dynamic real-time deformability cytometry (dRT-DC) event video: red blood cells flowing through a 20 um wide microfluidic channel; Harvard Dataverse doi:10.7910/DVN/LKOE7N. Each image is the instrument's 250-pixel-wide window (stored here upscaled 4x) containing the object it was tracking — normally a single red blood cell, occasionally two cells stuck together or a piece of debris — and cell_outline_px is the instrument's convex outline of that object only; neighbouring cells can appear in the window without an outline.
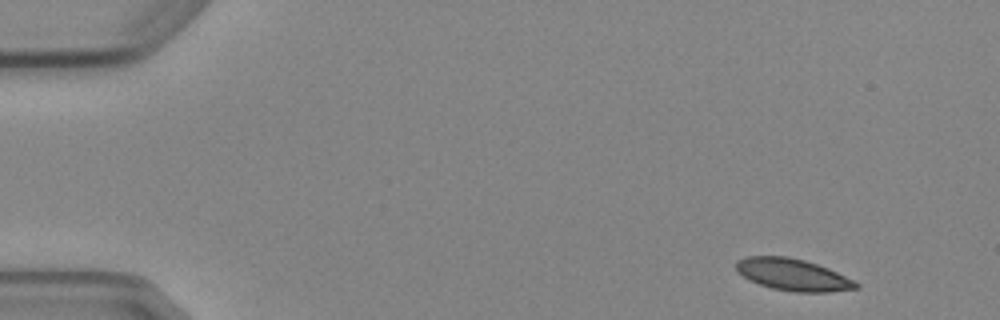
{"species": "Egyptian fruit bat (a non-hibernating species)", "species_latin": "Rousettus aegyptiacus", "temperature_condition": "cold", "stored_images_in_passage": 4, "camera_frame_rate_fps": 3000, "um_per_image_px": 0.085, "animal": {"sex": "female"}, "frame": {"image": 1, "passage_image": 1, "time_ms": 0.0, "image_size_px": [1000, 320], "cell_outline_px": [[860, 288], [828, 292], [796, 292], [772, 288], [748, 280], [736, 272], [736, 260], [744, 256], [788, 256], [804, 260], [828, 268], [860, 284]], "centroid_in_image_um": [67.35, 23.34], "position_along_channel_um": 17.7, "area_um2": 22.31}}
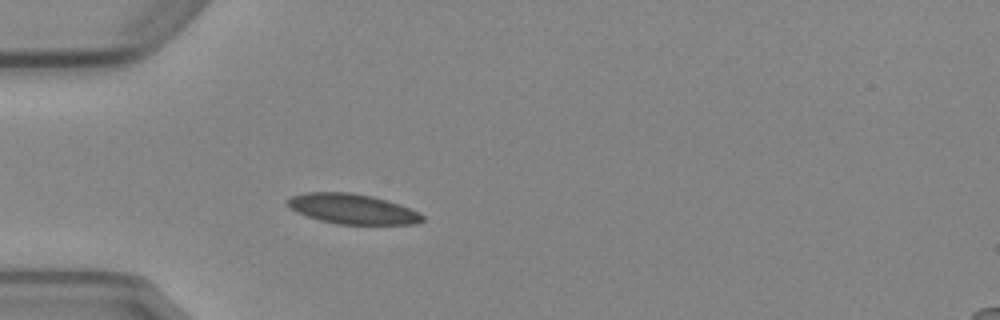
{"frame": {"image": 2, "passage_image": 4, "time_ms": 3.667, "image_size_px": [1000, 320], "cell_outline_px": [[424, 220], [416, 224], [336, 224], [320, 220], [296, 212], [284, 204], [284, 200], [292, 196], [304, 192], [352, 192], [372, 196], [388, 200], [400, 204], [420, 212], [424, 216]], "centroid_in_image_um": [29.94, 17.75], "position_along_channel_um": 55.1, "area_um2": 23.93}}